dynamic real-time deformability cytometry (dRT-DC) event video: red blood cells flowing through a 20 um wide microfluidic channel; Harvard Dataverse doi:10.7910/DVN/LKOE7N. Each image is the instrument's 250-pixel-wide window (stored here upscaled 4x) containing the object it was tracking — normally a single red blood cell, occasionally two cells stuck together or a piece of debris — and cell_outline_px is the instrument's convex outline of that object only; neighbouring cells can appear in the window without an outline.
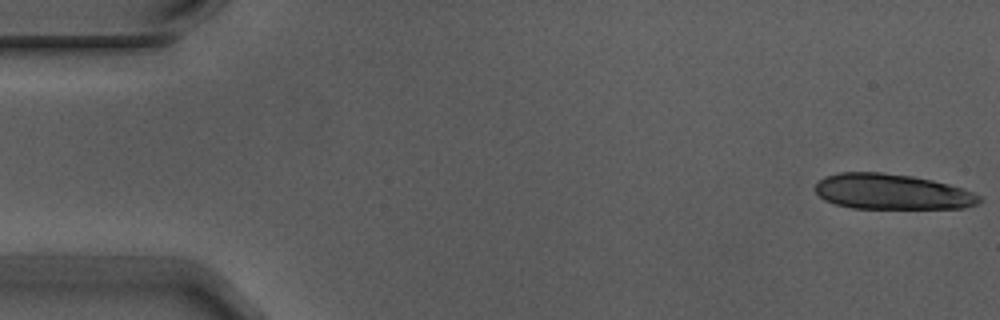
{"species": "Egyptian fruit bat (a non-hibernating species)", "species_latin": "Rousettus aegyptiacus", "temperature_condition": "warm", "stored_images_in_passage": 5, "camera_frame_rate_fps": 3000, "um_per_image_px": 0.085, "animal": {"sex": "male"}, "frame": {"image": 1, "passage_image": 1, "time_ms": 0.0, "image_size_px": [1000, 320], "cell_outline_px": [[984, 200], [976, 204], [964, 208], [852, 208], [836, 204], [824, 200], [816, 192], [816, 184], [824, 176], [840, 172], [880, 172], [912, 176], [932, 180], [948, 184], [972, 192], [980, 196]], "centroid_in_image_um": [75.81, 16.3], "position_along_channel_um": 9.2, "area_um2": 33.76}}
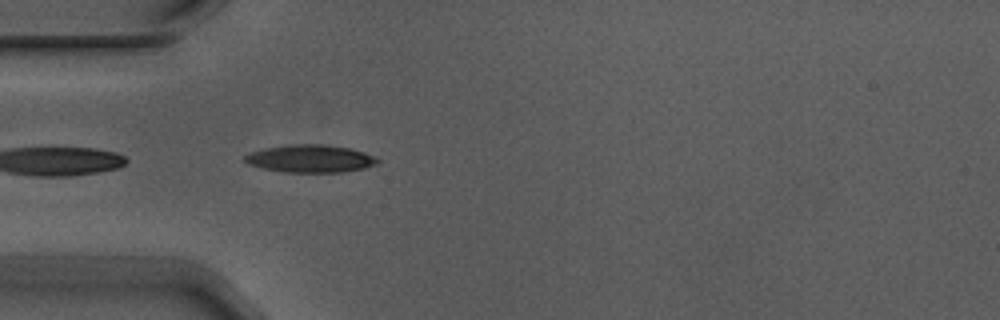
{"frame": {"image": 2, "passage_image": 5, "time_ms": 1.333, "image_size_px": [1000, 320], "cell_outline_px": [[380, 160], [376, 164], [364, 168], [344, 172], [284, 172], [264, 168], [248, 164], [244, 160], [244, 156], [252, 152], [264, 148], [296, 144], [324, 144], [352, 148], [364, 152]], "centroid_in_image_um": [26.4, 13.48], "position_along_channel_um": 58.6, "area_um2": 21.27}}